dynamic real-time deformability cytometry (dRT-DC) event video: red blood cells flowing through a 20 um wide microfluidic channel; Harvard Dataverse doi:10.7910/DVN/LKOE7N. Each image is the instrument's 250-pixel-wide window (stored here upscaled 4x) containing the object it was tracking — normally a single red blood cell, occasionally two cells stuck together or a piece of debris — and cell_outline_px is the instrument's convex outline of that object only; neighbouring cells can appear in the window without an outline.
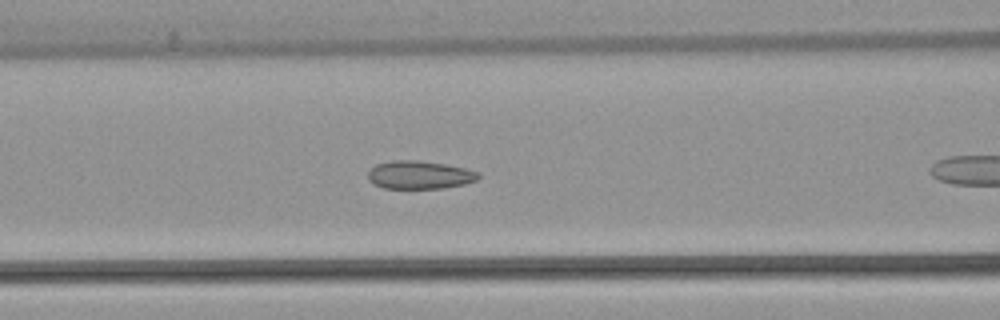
{"species": "common noctule bat (a hibernating species)", "species_latin": "Nyctalus noctula", "temperature_condition": "warm", "stored_images_in_passage": 41, "camera_frame_rate_fps": 3000, "um_per_image_px": 0.085, "animal": {"sex": "female", "body_mass_g": 22.7, "forearm_length_mm": 54.2}, "frame": {"image": 1, "passage_image": 9, "time_ms": 2.667, "image_size_px": [1000, 320], "cell_outline_px": [[480, 176], [476, 180], [464, 184], [444, 188], [384, 188], [372, 184], [368, 180], [368, 172], [376, 164], [392, 160], [416, 160], [444, 164], [464, 168], [480, 172]], "centroid_in_image_um": [35.64, 14.87], "position_along_channel_um": 131.0, "area_um2": 18.09}}
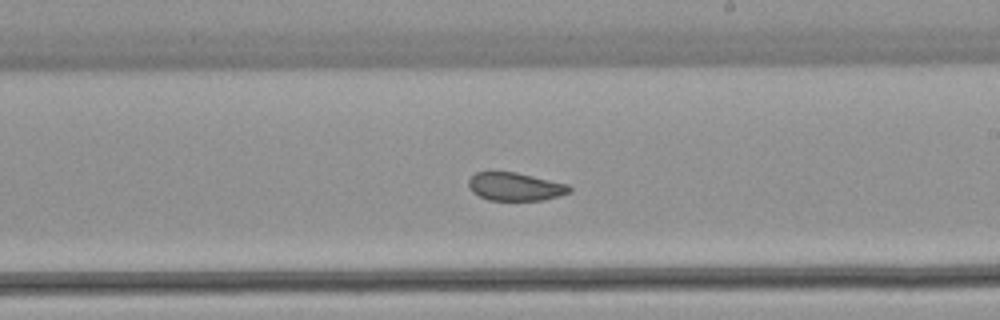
{"frame": {"image": 2, "passage_image": 18, "time_ms": 5.667, "image_size_px": [1000, 320], "cell_outline_px": [[572, 192], [560, 196], [544, 200], [488, 200], [472, 192], [468, 188], [468, 180], [476, 172], [516, 172], [568, 184], [572, 188]], "centroid_in_image_um": [43.81, 15.87], "position_along_channel_um": 245.2, "area_um2": 16.65}}
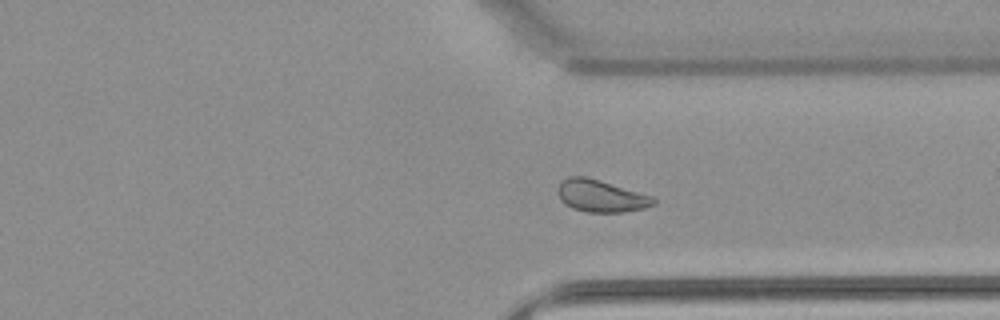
{"frame": {"image": 3, "passage_image": 27, "time_ms": 8.667, "image_size_px": [1000, 320], "cell_outline_px": [[656, 204], [644, 208], [624, 212], [588, 212], [572, 208], [564, 204], [560, 200], [560, 184], [568, 176], [588, 176], [656, 196]], "centroid_in_image_um": [51.16, 16.65], "position_along_channel_um": 360.2, "area_um2": 18.15}, "authors_computed_cell_mechanics": {"area_um2": 18.5538, "velocity_mm_per_s": 3.8167, "shape_relaxation_time_tau1_ms": 7.7064, "shape_relaxation_time_tau2_ms": null, "deformation_change_tau1": 0.1136, "deformation_change_tau2": null}}